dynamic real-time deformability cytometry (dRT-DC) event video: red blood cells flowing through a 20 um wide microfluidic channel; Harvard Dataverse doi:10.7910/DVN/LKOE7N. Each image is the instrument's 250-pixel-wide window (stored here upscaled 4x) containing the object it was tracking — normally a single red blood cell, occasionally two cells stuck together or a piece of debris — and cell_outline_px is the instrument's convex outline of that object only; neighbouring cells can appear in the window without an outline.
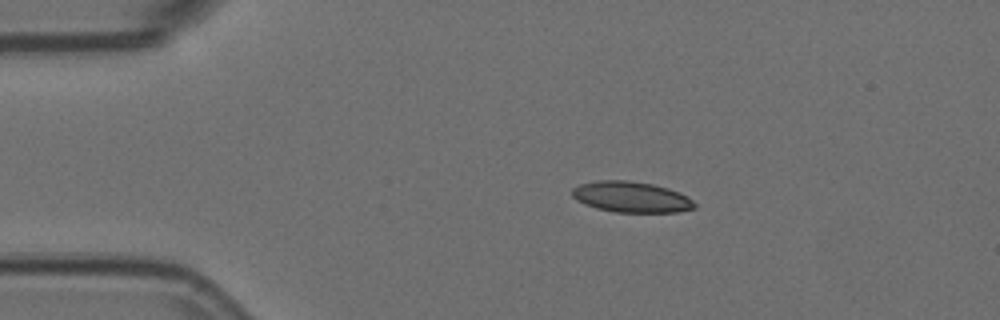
{"species": "Egyptian fruit bat (a non-hibernating species)", "species_latin": "Rousettus aegyptiacus", "temperature_condition": "room temperature", "stored_images_in_passage": 4, "camera_frame_rate_fps": 3000, "um_per_image_px": 0.085, "animal": {"sex": "female"}, "frame": {"image": 1, "passage_image": 3, "time_ms": 0.667, "image_size_px": [1000, 320], "cell_outline_px": [[696, 208], [680, 212], [616, 212], [596, 208], [584, 204], [576, 200], [572, 196], [572, 188], [580, 184], [596, 180], [628, 180], [652, 184], [668, 188], [680, 192], [688, 196], [696, 204]], "centroid_in_image_um": [53.67, 16.74], "position_along_channel_um": 31.3, "area_um2": 22.2}}
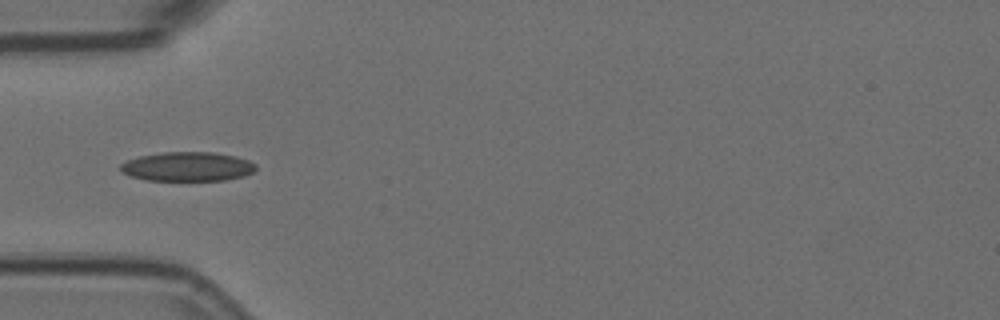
{"frame": {"image": 2, "passage_image": 4, "time_ms": 1.0, "image_size_px": [1000, 320], "cell_outline_px": [[256, 168], [252, 172], [244, 176], [224, 180], [144, 180], [132, 176], [124, 172], [120, 168], [120, 164], [128, 160], [140, 156], [164, 152], [212, 152], [236, 156], [248, 160], [256, 164]], "centroid_in_image_um": [15.96, 14.15], "position_along_channel_um": 69.0, "area_um2": 22.89}}